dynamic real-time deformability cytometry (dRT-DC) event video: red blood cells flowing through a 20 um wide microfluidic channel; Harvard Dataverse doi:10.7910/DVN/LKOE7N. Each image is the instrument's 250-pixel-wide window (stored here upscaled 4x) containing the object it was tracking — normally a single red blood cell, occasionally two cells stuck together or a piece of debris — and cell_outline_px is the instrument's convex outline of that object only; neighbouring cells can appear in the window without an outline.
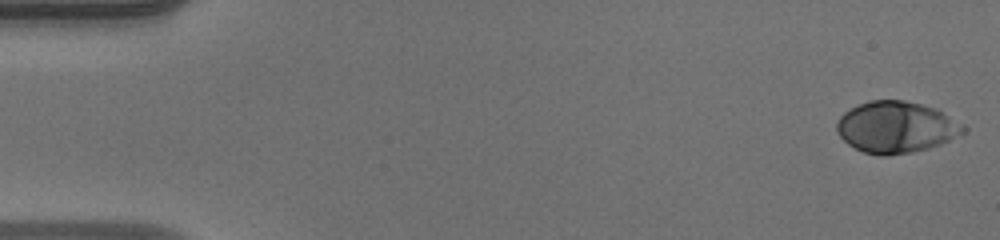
{"species": "human", "species_latin": "Homo sapiens", "temperature_condition": "warm", "stored_images_in_passage": 28, "camera_frame_rate_fps": 3000, "um_per_image_px": 0.085, "donor": {"sex": "male"}, "frame": {"image": 1, "passage_image": 1, "time_ms": 0.0, "image_size_px": [1000, 240], "cell_outline_px": [[968, 128], [964, 132], [940, 144], [928, 148], [912, 152], [884, 156], [880, 156], [864, 152], [848, 144], [836, 132], [836, 124], [840, 116], [844, 112], [868, 100], [904, 100], [936, 108]], "centroid_in_image_um": [76.15, 10.81], "position_along_channel_um": 8.9, "area_um2": 37.74}}
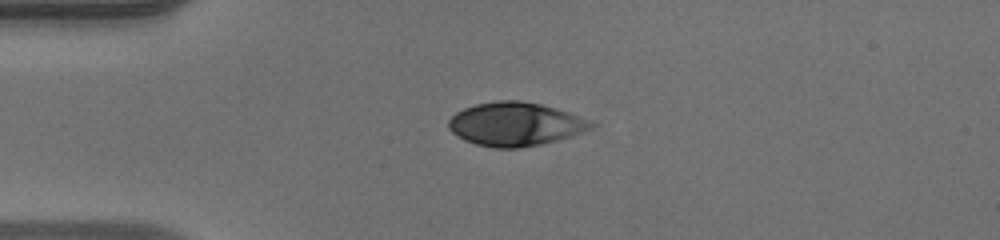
{"frame": {"image": 2, "passage_image": 12, "time_ms": 3.667, "image_size_px": [1000, 240], "cell_outline_px": [[596, 124], [592, 128], [572, 136], [540, 144], [520, 148], [492, 148], [476, 144], [464, 140], [452, 132], [448, 128], [448, 120], [456, 112], [464, 108], [476, 104], [496, 100], [520, 100], [540, 104], [556, 108], [568, 112], [588, 120]], "centroid_in_image_um": [43.77, 10.55], "position_along_channel_um": 41.2, "area_um2": 36.18}}
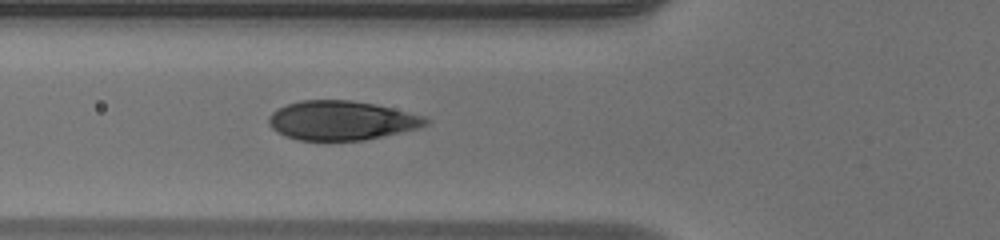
{"frame": {"image": 3, "passage_image": 18, "time_ms": 5.667, "image_size_px": [1000, 240], "cell_outline_px": [[432, 120], [428, 124], [420, 128], [364, 140], [296, 140], [284, 136], [276, 132], [268, 124], [268, 116], [276, 108], [300, 100], [352, 100], [376, 104], [424, 116]], "centroid_in_image_um": [29.01, 10.24], "position_along_channel_um": 96.8, "area_um2": 36.18}}